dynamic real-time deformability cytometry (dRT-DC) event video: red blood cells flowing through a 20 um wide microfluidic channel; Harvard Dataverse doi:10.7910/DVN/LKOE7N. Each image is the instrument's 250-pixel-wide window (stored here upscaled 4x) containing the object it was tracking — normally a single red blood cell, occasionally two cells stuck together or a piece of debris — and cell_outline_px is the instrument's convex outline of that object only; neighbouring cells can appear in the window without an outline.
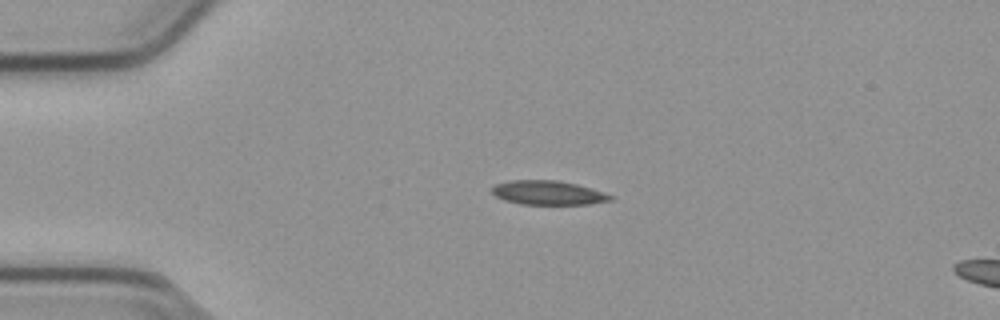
{"species": "common noctule bat (a hibernating species)", "species_latin": "Nyctalus noctula", "temperature_condition": "cold", "stored_images_in_passage": 16, "camera_frame_rate_fps": 3000, "um_per_image_px": 0.085, "animal": {"sex": "male", "body_mass_g": 23.1, "forearm_length_mm": 52.7}, "frame": {"image": 1, "passage_image": 12, "time_ms": 3.667, "image_size_px": [1000, 320], "cell_outline_px": [[616, 196], [612, 200], [588, 204], [524, 204], [504, 200], [496, 196], [492, 192], [492, 188], [496, 184], [512, 180], [556, 180], [576, 184], [604, 192]], "centroid_in_image_um": [46.62, 16.38], "position_along_channel_um": 38.4, "area_um2": 16.53}}